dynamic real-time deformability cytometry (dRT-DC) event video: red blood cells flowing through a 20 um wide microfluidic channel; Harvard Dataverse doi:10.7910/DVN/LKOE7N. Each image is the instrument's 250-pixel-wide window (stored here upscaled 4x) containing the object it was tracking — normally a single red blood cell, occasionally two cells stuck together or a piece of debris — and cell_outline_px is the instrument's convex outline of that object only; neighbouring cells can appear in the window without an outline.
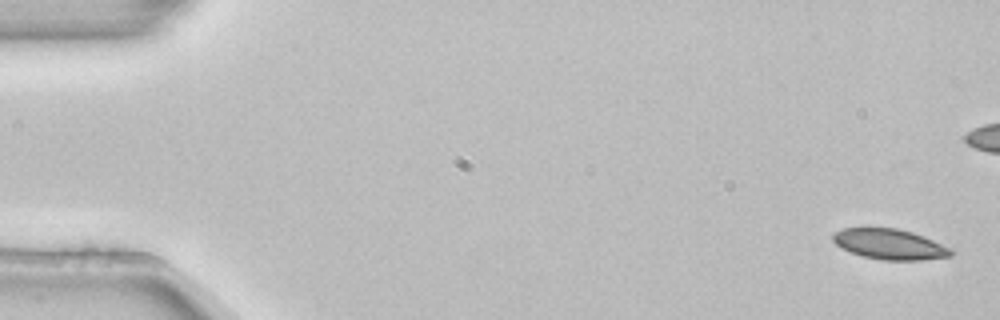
{"species": "common noctule bat (a hibernating species)", "species_latin": "Nyctalus noctula", "temperature_condition": "room temperature", "stored_images_in_passage": 5, "camera_frame_rate_fps": 3000, "um_per_image_px": 0.085, "animal": {"sex": "female", "body_mass_g": 22.7, "forearm_length_mm": 54.2}, "frame": {"image": 1, "passage_image": 1, "time_ms": 0.0, "image_size_px": [1000, 320], "cell_outline_px": [[956, 252], [952, 256], [920, 260], [880, 260], [860, 256], [840, 248], [832, 240], [832, 236], [836, 232], [844, 228], [896, 228], [912, 232], [924, 236], [952, 248]], "centroid_in_image_um": [75.65, 20.77], "position_along_channel_um": 9.4, "area_um2": 21.15}}